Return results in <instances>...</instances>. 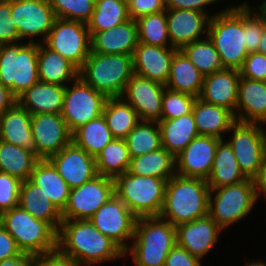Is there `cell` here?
<instances>
[{
    "instance_id": "1",
    "label": "cell",
    "mask_w": 266,
    "mask_h": 266,
    "mask_svg": "<svg viewBox=\"0 0 266 266\" xmlns=\"http://www.w3.org/2000/svg\"><path fill=\"white\" fill-rule=\"evenodd\" d=\"M57 249L81 266H95L125 258L124 251L98 231L89 219L63 220L57 234Z\"/></svg>"
},
{
    "instance_id": "2",
    "label": "cell",
    "mask_w": 266,
    "mask_h": 266,
    "mask_svg": "<svg viewBox=\"0 0 266 266\" xmlns=\"http://www.w3.org/2000/svg\"><path fill=\"white\" fill-rule=\"evenodd\" d=\"M209 193L207 180L174 175L166 183L159 217L175 227L203 218L208 215Z\"/></svg>"
},
{
    "instance_id": "3",
    "label": "cell",
    "mask_w": 266,
    "mask_h": 266,
    "mask_svg": "<svg viewBox=\"0 0 266 266\" xmlns=\"http://www.w3.org/2000/svg\"><path fill=\"white\" fill-rule=\"evenodd\" d=\"M175 245V226L159 216L139 217L124 259L131 257L134 266H164L167 255Z\"/></svg>"
},
{
    "instance_id": "4",
    "label": "cell",
    "mask_w": 266,
    "mask_h": 266,
    "mask_svg": "<svg viewBox=\"0 0 266 266\" xmlns=\"http://www.w3.org/2000/svg\"><path fill=\"white\" fill-rule=\"evenodd\" d=\"M207 36L219 53L223 68L240 70L249 54L243 32V3L228 4L212 16Z\"/></svg>"
},
{
    "instance_id": "5",
    "label": "cell",
    "mask_w": 266,
    "mask_h": 266,
    "mask_svg": "<svg viewBox=\"0 0 266 266\" xmlns=\"http://www.w3.org/2000/svg\"><path fill=\"white\" fill-rule=\"evenodd\" d=\"M133 74V57L126 54L91 52L79 69V77L107 97H121Z\"/></svg>"
},
{
    "instance_id": "6",
    "label": "cell",
    "mask_w": 266,
    "mask_h": 266,
    "mask_svg": "<svg viewBox=\"0 0 266 266\" xmlns=\"http://www.w3.org/2000/svg\"><path fill=\"white\" fill-rule=\"evenodd\" d=\"M0 223L14 238L21 252L37 256L57 250L58 232L49 223L34 218L19 205L3 212Z\"/></svg>"
},
{
    "instance_id": "7",
    "label": "cell",
    "mask_w": 266,
    "mask_h": 266,
    "mask_svg": "<svg viewBox=\"0 0 266 266\" xmlns=\"http://www.w3.org/2000/svg\"><path fill=\"white\" fill-rule=\"evenodd\" d=\"M37 61L38 43L0 45V82L16 99L39 82Z\"/></svg>"
},
{
    "instance_id": "8",
    "label": "cell",
    "mask_w": 266,
    "mask_h": 266,
    "mask_svg": "<svg viewBox=\"0 0 266 266\" xmlns=\"http://www.w3.org/2000/svg\"><path fill=\"white\" fill-rule=\"evenodd\" d=\"M167 180L125 172L114 179V193L137 217L159 216Z\"/></svg>"
},
{
    "instance_id": "9",
    "label": "cell",
    "mask_w": 266,
    "mask_h": 266,
    "mask_svg": "<svg viewBox=\"0 0 266 266\" xmlns=\"http://www.w3.org/2000/svg\"><path fill=\"white\" fill-rule=\"evenodd\" d=\"M253 179L210 189L208 215L223 229L245 220L257 205Z\"/></svg>"
},
{
    "instance_id": "10",
    "label": "cell",
    "mask_w": 266,
    "mask_h": 266,
    "mask_svg": "<svg viewBox=\"0 0 266 266\" xmlns=\"http://www.w3.org/2000/svg\"><path fill=\"white\" fill-rule=\"evenodd\" d=\"M227 143L232 148L241 172L253 179L266 154V126L235 121L228 131Z\"/></svg>"
},
{
    "instance_id": "11",
    "label": "cell",
    "mask_w": 266,
    "mask_h": 266,
    "mask_svg": "<svg viewBox=\"0 0 266 266\" xmlns=\"http://www.w3.org/2000/svg\"><path fill=\"white\" fill-rule=\"evenodd\" d=\"M108 97L80 77L65 86L61 116L73 133L80 126L103 115Z\"/></svg>"
},
{
    "instance_id": "12",
    "label": "cell",
    "mask_w": 266,
    "mask_h": 266,
    "mask_svg": "<svg viewBox=\"0 0 266 266\" xmlns=\"http://www.w3.org/2000/svg\"><path fill=\"white\" fill-rule=\"evenodd\" d=\"M43 44L80 69L91 53V36L87 24L56 18Z\"/></svg>"
},
{
    "instance_id": "13",
    "label": "cell",
    "mask_w": 266,
    "mask_h": 266,
    "mask_svg": "<svg viewBox=\"0 0 266 266\" xmlns=\"http://www.w3.org/2000/svg\"><path fill=\"white\" fill-rule=\"evenodd\" d=\"M11 16L20 41L27 43H43L56 19L48 0H11Z\"/></svg>"
},
{
    "instance_id": "14",
    "label": "cell",
    "mask_w": 266,
    "mask_h": 266,
    "mask_svg": "<svg viewBox=\"0 0 266 266\" xmlns=\"http://www.w3.org/2000/svg\"><path fill=\"white\" fill-rule=\"evenodd\" d=\"M136 219L116 194L89 218L98 231L114 241L124 252L133 239Z\"/></svg>"
},
{
    "instance_id": "15",
    "label": "cell",
    "mask_w": 266,
    "mask_h": 266,
    "mask_svg": "<svg viewBox=\"0 0 266 266\" xmlns=\"http://www.w3.org/2000/svg\"><path fill=\"white\" fill-rule=\"evenodd\" d=\"M113 194L114 179L97 174L81 186L71 189L62 219H89Z\"/></svg>"
},
{
    "instance_id": "16",
    "label": "cell",
    "mask_w": 266,
    "mask_h": 266,
    "mask_svg": "<svg viewBox=\"0 0 266 266\" xmlns=\"http://www.w3.org/2000/svg\"><path fill=\"white\" fill-rule=\"evenodd\" d=\"M33 151L39 159H48L72 142V133L61 114L31 115Z\"/></svg>"
},
{
    "instance_id": "17",
    "label": "cell",
    "mask_w": 266,
    "mask_h": 266,
    "mask_svg": "<svg viewBox=\"0 0 266 266\" xmlns=\"http://www.w3.org/2000/svg\"><path fill=\"white\" fill-rule=\"evenodd\" d=\"M165 85L133 74L121 97L136 111L139 120H161L162 99Z\"/></svg>"
},
{
    "instance_id": "18",
    "label": "cell",
    "mask_w": 266,
    "mask_h": 266,
    "mask_svg": "<svg viewBox=\"0 0 266 266\" xmlns=\"http://www.w3.org/2000/svg\"><path fill=\"white\" fill-rule=\"evenodd\" d=\"M219 141L218 138L205 135L195 137L175 157L176 175L207 180L212 170Z\"/></svg>"
},
{
    "instance_id": "19",
    "label": "cell",
    "mask_w": 266,
    "mask_h": 266,
    "mask_svg": "<svg viewBox=\"0 0 266 266\" xmlns=\"http://www.w3.org/2000/svg\"><path fill=\"white\" fill-rule=\"evenodd\" d=\"M223 229L209 216L176 226V244L203 262L220 241Z\"/></svg>"
},
{
    "instance_id": "20",
    "label": "cell",
    "mask_w": 266,
    "mask_h": 266,
    "mask_svg": "<svg viewBox=\"0 0 266 266\" xmlns=\"http://www.w3.org/2000/svg\"><path fill=\"white\" fill-rule=\"evenodd\" d=\"M48 160L71 189L81 186L97 175L95 157L73 142L51 155Z\"/></svg>"
},
{
    "instance_id": "21",
    "label": "cell",
    "mask_w": 266,
    "mask_h": 266,
    "mask_svg": "<svg viewBox=\"0 0 266 266\" xmlns=\"http://www.w3.org/2000/svg\"><path fill=\"white\" fill-rule=\"evenodd\" d=\"M168 35L172 47L180 50L207 36L210 16L189 9H166Z\"/></svg>"
},
{
    "instance_id": "22",
    "label": "cell",
    "mask_w": 266,
    "mask_h": 266,
    "mask_svg": "<svg viewBox=\"0 0 266 266\" xmlns=\"http://www.w3.org/2000/svg\"><path fill=\"white\" fill-rule=\"evenodd\" d=\"M177 50L174 47H158L138 42L132 56L134 73L165 85Z\"/></svg>"
},
{
    "instance_id": "23",
    "label": "cell",
    "mask_w": 266,
    "mask_h": 266,
    "mask_svg": "<svg viewBox=\"0 0 266 266\" xmlns=\"http://www.w3.org/2000/svg\"><path fill=\"white\" fill-rule=\"evenodd\" d=\"M239 81V70L224 68L216 71L204 77L198 98L206 103L225 107L235 115Z\"/></svg>"
},
{
    "instance_id": "24",
    "label": "cell",
    "mask_w": 266,
    "mask_h": 266,
    "mask_svg": "<svg viewBox=\"0 0 266 266\" xmlns=\"http://www.w3.org/2000/svg\"><path fill=\"white\" fill-rule=\"evenodd\" d=\"M235 121L266 126V81L240 76Z\"/></svg>"
},
{
    "instance_id": "25",
    "label": "cell",
    "mask_w": 266,
    "mask_h": 266,
    "mask_svg": "<svg viewBox=\"0 0 266 266\" xmlns=\"http://www.w3.org/2000/svg\"><path fill=\"white\" fill-rule=\"evenodd\" d=\"M138 44L137 24L133 19L91 36V52L132 55Z\"/></svg>"
},
{
    "instance_id": "26",
    "label": "cell",
    "mask_w": 266,
    "mask_h": 266,
    "mask_svg": "<svg viewBox=\"0 0 266 266\" xmlns=\"http://www.w3.org/2000/svg\"><path fill=\"white\" fill-rule=\"evenodd\" d=\"M192 114L199 135L225 139L235 122L234 114L225 107L209 104L196 98ZM225 136V137H224Z\"/></svg>"
},
{
    "instance_id": "27",
    "label": "cell",
    "mask_w": 266,
    "mask_h": 266,
    "mask_svg": "<svg viewBox=\"0 0 266 266\" xmlns=\"http://www.w3.org/2000/svg\"><path fill=\"white\" fill-rule=\"evenodd\" d=\"M65 86L37 82L16 100L31 115L38 113L61 114Z\"/></svg>"
},
{
    "instance_id": "28",
    "label": "cell",
    "mask_w": 266,
    "mask_h": 266,
    "mask_svg": "<svg viewBox=\"0 0 266 266\" xmlns=\"http://www.w3.org/2000/svg\"><path fill=\"white\" fill-rule=\"evenodd\" d=\"M38 75L44 83L66 86L79 77V69L59 53L38 43Z\"/></svg>"
},
{
    "instance_id": "29",
    "label": "cell",
    "mask_w": 266,
    "mask_h": 266,
    "mask_svg": "<svg viewBox=\"0 0 266 266\" xmlns=\"http://www.w3.org/2000/svg\"><path fill=\"white\" fill-rule=\"evenodd\" d=\"M0 140L33 149L31 114L17 101L0 116Z\"/></svg>"
},
{
    "instance_id": "30",
    "label": "cell",
    "mask_w": 266,
    "mask_h": 266,
    "mask_svg": "<svg viewBox=\"0 0 266 266\" xmlns=\"http://www.w3.org/2000/svg\"><path fill=\"white\" fill-rule=\"evenodd\" d=\"M19 206L34 218L49 223L57 232L59 231L63 221L62 212L30 179L21 182Z\"/></svg>"
},
{
    "instance_id": "31",
    "label": "cell",
    "mask_w": 266,
    "mask_h": 266,
    "mask_svg": "<svg viewBox=\"0 0 266 266\" xmlns=\"http://www.w3.org/2000/svg\"><path fill=\"white\" fill-rule=\"evenodd\" d=\"M30 180L41 188L46 198L61 211L65 209L71 188L48 159H39L34 165Z\"/></svg>"
},
{
    "instance_id": "32",
    "label": "cell",
    "mask_w": 266,
    "mask_h": 266,
    "mask_svg": "<svg viewBox=\"0 0 266 266\" xmlns=\"http://www.w3.org/2000/svg\"><path fill=\"white\" fill-rule=\"evenodd\" d=\"M204 76L181 51L172 58L170 73L165 87L175 92L186 93L198 98L201 94Z\"/></svg>"
},
{
    "instance_id": "33",
    "label": "cell",
    "mask_w": 266,
    "mask_h": 266,
    "mask_svg": "<svg viewBox=\"0 0 266 266\" xmlns=\"http://www.w3.org/2000/svg\"><path fill=\"white\" fill-rule=\"evenodd\" d=\"M162 147L176 157L197 137L198 131L192 111L179 118L160 120Z\"/></svg>"
},
{
    "instance_id": "34",
    "label": "cell",
    "mask_w": 266,
    "mask_h": 266,
    "mask_svg": "<svg viewBox=\"0 0 266 266\" xmlns=\"http://www.w3.org/2000/svg\"><path fill=\"white\" fill-rule=\"evenodd\" d=\"M247 178L241 172L232 148L226 139L219 141L207 184L216 189L240 183Z\"/></svg>"
},
{
    "instance_id": "35",
    "label": "cell",
    "mask_w": 266,
    "mask_h": 266,
    "mask_svg": "<svg viewBox=\"0 0 266 266\" xmlns=\"http://www.w3.org/2000/svg\"><path fill=\"white\" fill-rule=\"evenodd\" d=\"M127 172L169 180L176 175L175 157L165 148L130 159Z\"/></svg>"
},
{
    "instance_id": "36",
    "label": "cell",
    "mask_w": 266,
    "mask_h": 266,
    "mask_svg": "<svg viewBox=\"0 0 266 266\" xmlns=\"http://www.w3.org/2000/svg\"><path fill=\"white\" fill-rule=\"evenodd\" d=\"M38 160L33 149L8 144L0 140V172L25 181L30 179Z\"/></svg>"
},
{
    "instance_id": "37",
    "label": "cell",
    "mask_w": 266,
    "mask_h": 266,
    "mask_svg": "<svg viewBox=\"0 0 266 266\" xmlns=\"http://www.w3.org/2000/svg\"><path fill=\"white\" fill-rule=\"evenodd\" d=\"M113 139L103 115L80 126L72 133V142L94 157Z\"/></svg>"
},
{
    "instance_id": "38",
    "label": "cell",
    "mask_w": 266,
    "mask_h": 266,
    "mask_svg": "<svg viewBox=\"0 0 266 266\" xmlns=\"http://www.w3.org/2000/svg\"><path fill=\"white\" fill-rule=\"evenodd\" d=\"M103 116L114 138L125 139L140 121L136 111L122 97H108Z\"/></svg>"
},
{
    "instance_id": "39",
    "label": "cell",
    "mask_w": 266,
    "mask_h": 266,
    "mask_svg": "<svg viewBox=\"0 0 266 266\" xmlns=\"http://www.w3.org/2000/svg\"><path fill=\"white\" fill-rule=\"evenodd\" d=\"M130 159L125 139L114 138L95 157L96 172L115 179L128 170Z\"/></svg>"
},
{
    "instance_id": "40",
    "label": "cell",
    "mask_w": 266,
    "mask_h": 266,
    "mask_svg": "<svg viewBox=\"0 0 266 266\" xmlns=\"http://www.w3.org/2000/svg\"><path fill=\"white\" fill-rule=\"evenodd\" d=\"M128 7L122 0H95V8L86 23L90 36L129 20Z\"/></svg>"
},
{
    "instance_id": "41",
    "label": "cell",
    "mask_w": 266,
    "mask_h": 266,
    "mask_svg": "<svg viewBox=\"0 0 266 266\" xmlns=\"http://www.w3.org/2000/svg\"><path fill=\"white\" fill-rule=\"evenodd\" d=\"M130 158L162 148L158 122L140 120L125 138Z\"/></svg>"
},
{
    "instance_id": "42",
    "label": "cell",
    "mask_w": 266,
    "mask_h": 266,
    "mask_svg": "<svg viewBox=\"0 0 266 266\" xmlns=\"http://www.w3.org/2000/svg\"><path fill=\"white\" fill-rule=\"evenodd\" d=\"M180 50L204 77L224 69L219 53L208 36L184 45Z\"/></svg>"
},
{
    "instance_id": "43",
    "label": "cell",
    "mask_w": 266,
    "mask_h": 266,
    "mask_svg": "<svg viewBox=\"0 0 266 266\" xmlns=\"http://www.w3.org/2000/svg\"><path fill=\"white\" fill-rule=\"evenodd\" d=\"M135 21L138 42L158 47H172L168 35L166 11L144 15Z\"/></svg>"
},
{
    "instance_id": "44",
    "label": "cell",
    "mask_w": 266,
    "mask_h": 266,
    "mask_svg": "<svg viewBox=\"0 0 266 266\" xmlns=\"http://www.w3.org/2000/svg\"><path fill=\"white\" fill-rule=\"evenodd\" d=\"M243 32L248 53L258 52L263 29L266 24V11L260 6L243 2Z\"/></svg>"
},
{
    "instance_id": "45",
    "label": "cell",
    "mask_w": 266,
    "mask_h": 266,
    "mask_svg": "<svg viewBox=\"0 0 266 266\" xmlns=\"http://www.w3.org/2000/svg\"><path fill=\"white\" fill-rule=\"evenodd\" d=\"M56 18L87 23L94 11L95 0H48Z\"/></svg>"
},
{
    "instance_id": "46",
    "label": "cell",
    "mask_w": 266,
    "mask_h": 266,
    "mask_svg": "<svg viewBox=\"0 0 266 266\" xmlns=\"http://www.w3.org/2000/svg\"><path fill=\"white\" fill-rule=\"evenodd\" d=\"M196 97L165 88L162 99L161 120L179 118L192 111Z\"/></svg>"
},
{
    "instance_id": "47",
    "label": "cell",
    "mask_w": 266,
    "mask_h": 266,
    "mask_svg": "<svg viewBox=\"0 0 266 266\" xmlns=\"http://www.w3.org/2000/svg\"><path fill=\"white\" fill-rule=\"evenodd\" d=\"M21 182L7 173L0 172V215L19 205Z\"/></svg>"
},
{
    "instance_id": "48",
    "label": "cell",
    "mask_w": 266,
    "mask_h": 266,
    "mask_svg": "<svg viewBox=\"0 0 266 266\" xmlns=\"http://www.w3.org/2000/svg\"><path fill=\"white\" fill-rule=\"evenodd\" d=\"M20 42L11 16V0H0V45Z\"/></svg>"
},
{
    "instance_id": "49",
    "label": "cell",
    "mask_w": 266,
    "mask_h": 266,
    "mask_svg": "<svg viewBox=\"0 0 266 266\" xmlns=\"http://www.w3.org/2000/svg\"><path fill=\"white\" fill-rule=\"evenodd\" d=\"M239 71L246 79L266 81V57L258 52L249 53Z\"/></svg>"
},
{
    "instance_id": "50",
    "label": "cell",
    "mask_w": 266,
    "mask_h": 266,
    "mask_svg": "<svg viewBox=\"0 0 266 266\" xmlns=\"http://www.w3.org/2000/svg\"><path fill=\"white\" fill-rule=\"evenodd\" d=\"M127 7L129 18L133 20L144 15L166 11L165 0H133Z\"/></svg>"
},
{
    "instance_id": "51",
    "label": "cell",
    "mask_w": 266,
    "mask_h": 266,
    "mask_svg": "<svg viewBox=\"0 0 266 266\" xmlns=\"http://www.w3.org/2000/svg\"><path fill=\"white\" fill-rule=\"evenodd\" d=\"M219 1L221 0H165V7L166 9H177V10H182V9H189V10H195V11H201L203 13L208 14L210 17L214 16L218 12H220L222 8H218L217 12L213 14L210 13L207 10V8H210L211 5L219 4ZM223 2V0H222Z\"/></svg>"
},
{
    "instance_id": "52",
    "label": "cell",
    "mask_w": 266,
    "mask_h": 266,
    "mask_svg": "<svg viewBox=\"0 0 266 266\" xmlns=\"http://www.w3.org/2000/svg\"><path fill=\"white\" fill-rule=\"evenodd\" d=\"M203 264L185 248L176 244L167 255L164 266H204Z\"/></svg>"
},
{
    "instance_id": "53",
    "label": "cell",
    "mask_w": 266,
    "mask_h": 266,
    "mask_svg": "<svg viewBox=\"0 0 266 266\" xmlns=\"http://www.w3.org/2000/svg\"><path fill=\"white\" fill-rule=\"evenodd\" d=\"M35 266H81L76 260L63 255L58 249L36 256Z\"/></svg>"
},
{
    "instance_id": "54",
    "label": "cell",
    "mask_w": 266,
    "mask_h": 266,
    "mask_svg": "<svg viewBox=\"0 0 266 266\" xmlns=\"http://www.w3.org/2000/svg\"><path fill=\"white\" fill-rule=\"evenodd\" d=\"M14 238L0 223V261L21 254Z\"/></svg>"
},
{
    "instance_id": "55",
    "label": "cell",
    "mask_w": 266,
    "mask_h": 266,
    "mask_svg": "<svg viewBox=\"0 0 266 266\" xmlns=\"http://www.w3.org/2000/svg\"><path fill=\"white\" fill-rule=\"evenodd\" d=\"M253 184L257 202L262 196L263 199H266V154L262 159L258 173L253 178Z\"/></svg>"
},
{
    "instance_id": "56",
    "label": "cell",
    "mask_w": 266,
    "mask_h": 266,
    "mask_svg": "<svg viewBox=\"0 0 266 266\" xmlns=\"http://www.w3.org/2000/svg\"><path fill=\"white\" fill-rule=\"evenodd\" d=\"M35 264L36 256L24 252L15 257L0 261V266H35Z\"/></svg>"
},
{
    "instance_id": "57",
    "label": "cell",
    "mask_w": 266,
    "mask_h": 266,
    "mask_svg": "<svg viewBox=\"0 0 266 266\" xmlns=\"http://www.w3.org/2000/svg\"><path fill=\"white\" fill-rule=\"evenodd\" d=\"M16 101V98L10 93V90L0 82V116Z\"/></svg>"
},
{
    "instance_id": "58",
    "label": "cell",
    "mask_w": 266,
    "mask_h": 266,
    "mask_svg": "<svg viewBox=\"0 0 266 266\" xmlns=\"http://www.w3.org/2000/svg\"><path fill=\"white\" fill-rule=\"evenodd\" d=\"M258 53H261L266 57V24L263 29V34L260 40V45L258 47Z\"/></svg>"
},
{
    "instance_id": "59",
    "label": "cell",
    "mask_w": 266,
    "mask_h": 266,
    "mask_svg": "<svg viewBox=\"0 0 266 266\" xmlns=\"http://www.w3.org/2000/svg\"><path fill=\"white\" fill-rule=\"evenodd\" d=\"M246 262H245V264H244V266H266V262L265 261H263V259H253V260H251L250 259V261H248L247 259L245 260Z\"/></svg>"
},
{
    "instance_id": "60",
    "label": "cell",
    "mask_w": 266,
    "mask_h": 266,
    "mask_svg": "<svg viewBox=\"0 0 266 266\" xmlns=\"http://www.w3.org/2000/svg\"><path fill=\"white\" fill-rule=\"evenodd\" d=\"M259 5L266 11V0H262V2L259 3Z\"/></svg>"
},
{
    "instance_id": "61",
    "label": "cell",
    "mask_w": 266,
    "mask_h": 266,
    "mask_svg": "<svg viewBox=\"0 0 266 266\" xmlns=\"http://www.w3.org/2000/svg\"><path fill=\"white\" fill-rule=\"evenodd\" d=\"M127 6H128V4L131 2V1H133V0H122Z\"/></svg>"
}]
</instances>
